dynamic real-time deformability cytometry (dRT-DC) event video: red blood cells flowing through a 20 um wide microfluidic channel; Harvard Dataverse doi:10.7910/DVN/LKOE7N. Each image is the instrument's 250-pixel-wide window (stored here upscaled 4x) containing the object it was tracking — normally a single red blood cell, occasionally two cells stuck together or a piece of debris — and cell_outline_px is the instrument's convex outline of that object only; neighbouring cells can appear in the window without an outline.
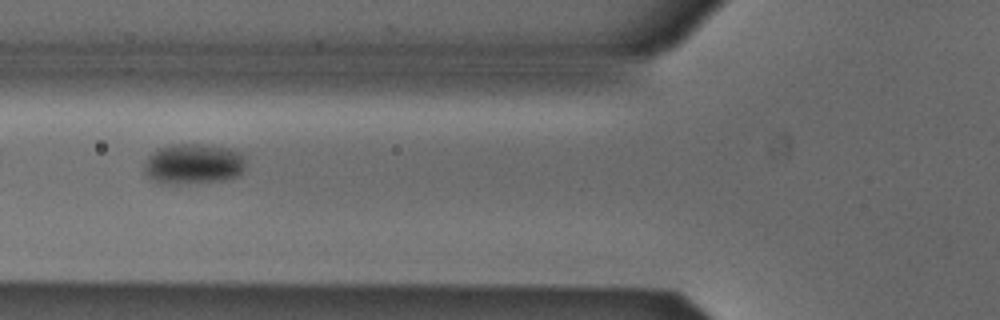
{"species": "Egyptian fruit bat (a non-hibernating species)", "species_latin": "Rousettus aegyptiacus", "temperature_condition": "cold", "stored_images_in_passage": 5, "camera_frame_rate_fps": 3000, "um_per_image_px": 0.085, "animal": {"sex": "male"}, "frame": {"image": 1, "passage_image": 2, "time_ms": 0.333, "image_size_px": [1000, 320], "cell_outline_px": [[244, 168], [236, 176], [224, 180], [176, 184], [160, 184], [148, 176], [144, 172], [144, 164], [148, 156], [156, 148], [172, 144], [204, 144], [232, 148], [240, 152], [244, 156]], "centroid_in_image_um": [16.41, 13.92], "position_along_channel_um": 109.4, "area_um2": 24.16}}
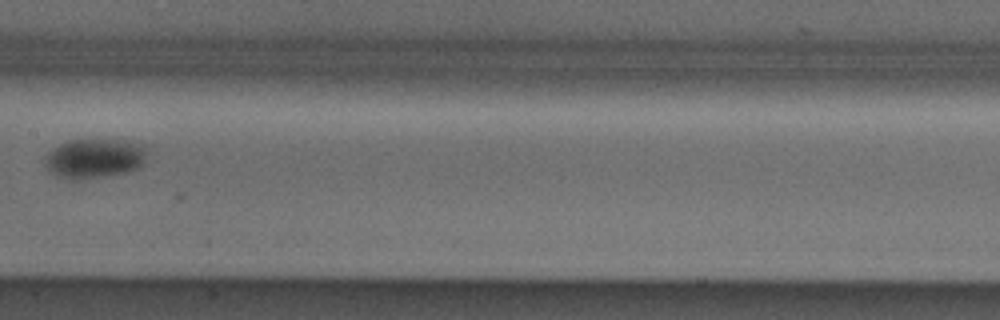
{"frame": {"image": 2, "passage_image": 4, "time_ms": 1.0, "image_size_px": [1000, 320], "cell_outline_px": [[148, 144], [144, 160], [140, 168], [128, 172], [76, 180], [72, 180], [60, 176], [52, 172], [48, 168], [48, 152], [52, 148], [68, 140], [124, 140]], "centroid_in_image_um": [8.12, 13.44], "position_along_channel_um": 199.3, "area_um2": 23.35}}
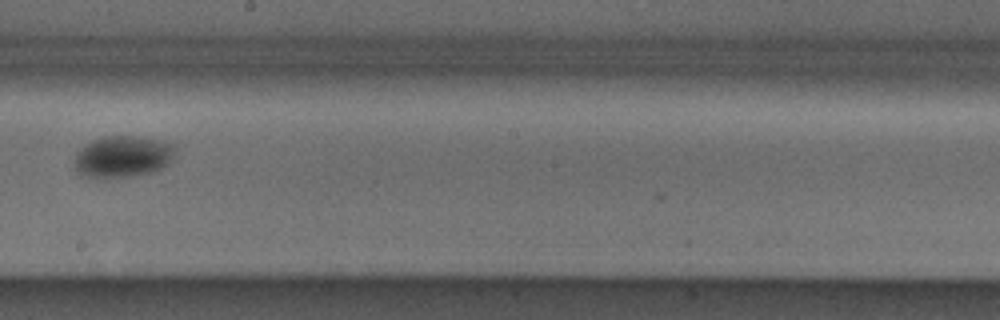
{"frame": {"image": 3, "passage_image": 5, "time_ms": 1.333, "image_size_px": [1000, 320], "cell_outline_px": [[176, 148], [168, 164], [152, 172], [128, 176], [88, 176], [80, 172], [76, 168], [76, 152], [84, 144], [92, 140], [104, 136], [144, 136], [160, 140], [172, 144]], "centroid_in_image_um": [10.46, 13.26], "position_along_channel_um": 237.7, "area_um2": 23.93}}